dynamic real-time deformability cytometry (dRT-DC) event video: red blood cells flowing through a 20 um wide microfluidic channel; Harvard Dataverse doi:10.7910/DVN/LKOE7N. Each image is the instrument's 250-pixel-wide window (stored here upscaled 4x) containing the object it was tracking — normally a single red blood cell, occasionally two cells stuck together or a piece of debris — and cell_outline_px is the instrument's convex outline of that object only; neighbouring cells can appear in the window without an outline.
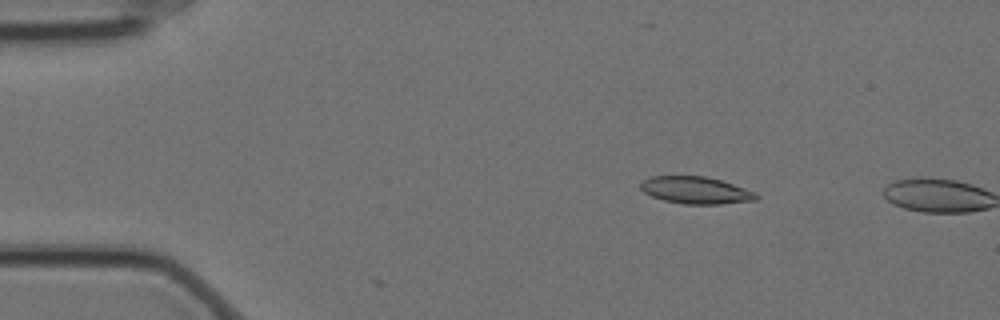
{"species": "Egyptian fruit bat (a non-hibernating species)", "species_latin": "Rousettus aegyptiacus", "temperature_condition": "cold", "stored_images_in_passage": 4, "camera_frame_rate_fps": 3000, "um_per_image_px": 0.085, "animal": {"sex": "female"}, "frame": {"image": 1, "passage_image": 3, "time_ms": 0.667, "image_size_px": [1000, 320], "cell_outline_px": [[760, 196], [756, 200], [720, 204], [684, 204], [664, 200], [652, 196], [644, 192], [640, 188], [640, 184], [644, 180], [652, 176], [704, 176], [720, 180], [756, 192]], "centroid_in_image_um": [59.15, 16.17], "position_along_channel_um": 25.8, "area_um2": 18.15}}